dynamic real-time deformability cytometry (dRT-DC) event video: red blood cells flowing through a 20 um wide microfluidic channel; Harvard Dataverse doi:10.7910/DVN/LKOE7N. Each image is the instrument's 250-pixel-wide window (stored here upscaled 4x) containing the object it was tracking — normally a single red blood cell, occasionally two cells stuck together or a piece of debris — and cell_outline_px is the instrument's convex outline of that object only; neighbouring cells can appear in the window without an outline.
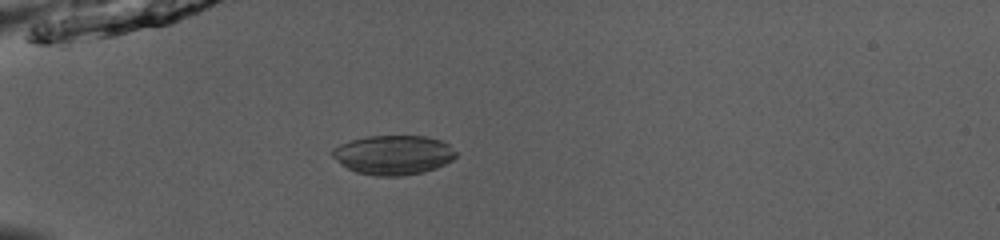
{"species": "common noctule bat (a hibernating species)", "species_latin": "Nyctalus noctula", "temperature_condition": "room temperature", "stored_images_in_passage": 53, "camera_frame_rate_fps": 3000, "um_per_image_px": 0.085, "animal": {"sex": "male", "body_mass_g": 13.0, "forearm_length_mm": 53.1}, "frame": {"image": 1, "passage_image": 17, "time_ms": 5.333, "image_size_px": [1000, 240], "cell_outline_px": [[456, 156], [452, 160], [436, 168], [424, 172], [400, 176], [376, 176], [356, 172], [340, 164], [332, 156], [332, 148], [340, 144], [352, 140], [368, 136], [424, 136], [440, 140], [448, 144], [456, 152]], "centroid_in_image_um": [33.42, 13.17], "position_along_channel_um": 51.6, "area_um2": 28.32}}
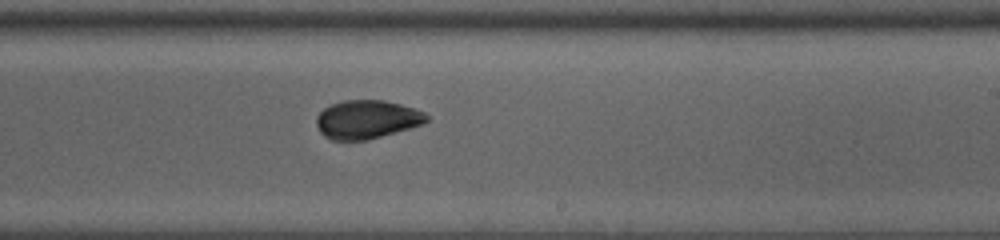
{"frame": {"image": 2, "passage_image": 34, "time_ms": 11.0, "image_size_px": [1000, 240], "cell_outline_px": [[428, 120], [420, 124], [408, 128], [368, 140], [332, 140], [324, 136], [320, 132], [316, 124], [316, 116], [324, 108], [332, 104], [344, 100], [384, 100], [400, 104], [424, 112], [428, 116]], "centroid_in_image_um": [31.14, 10.15], "position_along_channel_um": 257.9, "area_um2": 24.51}}
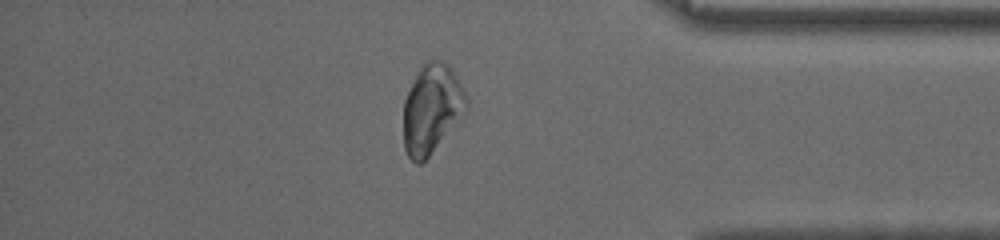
{"frame": {"image": 3, "passage_image": 46, "time_ms": 15.0, "image_size_px": [1000, 240], "cell_outline_px": [[468, 112], [428, 156], [420, 164], [416, 164], [408, 156], [404, 148], [404, 100], [420, 68], [428, 60], [440, 60], [448, 64], [456, 76], [468, 96]], "centroid_in_image_um": [36.74, 9.26], "position_along_channel_um": 398.5, "area_um2": 32.66}, "authors_computed_cell_mechanics": {"area_um2": 27.9174, "velocity_mm_per_s": 3.9275, "shape_relaxation_time_tau1_ms": 2.6247, "shape_relaxation_time_tau2_ms": 3.7206, "deformation_change_tau1": 0.1096, "deformation_change_tau2": 0.0605}}